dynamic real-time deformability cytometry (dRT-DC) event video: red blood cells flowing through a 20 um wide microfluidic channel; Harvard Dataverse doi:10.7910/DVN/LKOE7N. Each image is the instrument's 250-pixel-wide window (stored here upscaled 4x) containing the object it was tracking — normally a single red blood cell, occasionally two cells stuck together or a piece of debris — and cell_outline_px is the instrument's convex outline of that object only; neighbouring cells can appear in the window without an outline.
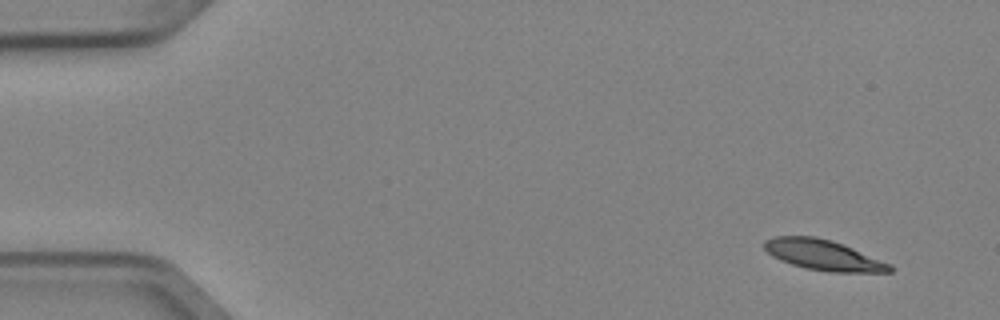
{"species": "Egyptian fruit bat (a non-hibernating species)", "species_latin": "Rousettus aegyptiacus", "temperature_condition": "cold", "stored_images_in_passage": 4, "camera_frame_rate_fps": 3000, "um_per_image_px": 0.085, "animal": {"sex": "female"}, "frame": {"image": 1, "passage_image": 1, "time_ms": 0.0, "image_size_px": [1000, 320], "cell_outline_px": [[892, 272], [828, 272], [804, 268], [792, 264], [772, 256], [764, 248], [764, 240], [772, 236], [816, 236], [832, 240], [844, 244], [892, 264]], "centroid_in_image_um": [69.99, 21.67], "position_along_channel_um": 15.0, "area_um2": 22.43}}
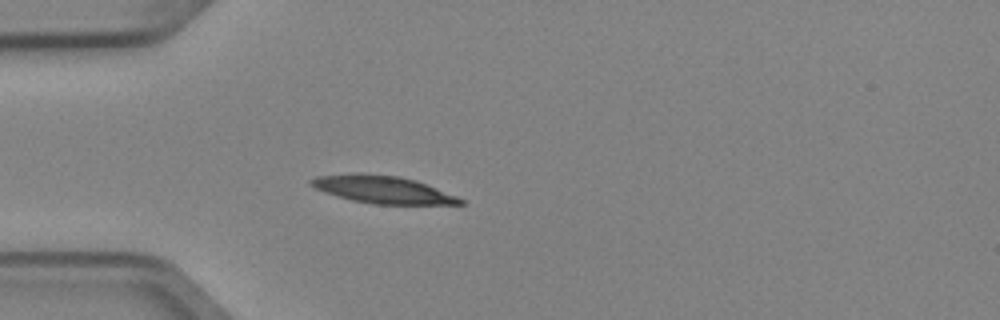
{"frame": {"image": 2, "passage_image": 4, "time_ms": 1.0, "image_size_px": [1000, 320], "cell_outline_px": [[464, 204], [372, 204], [352, 200], [324, 192], [308, 184], [308, 180], [316, 176], [360, 172], [400, 176], [416, 180], [456, 196], [464, 200]], "centroid_in_image_um": [32.48, 16.09], "position_along_channel_um": 52.5, "area_um2": 23.93}}